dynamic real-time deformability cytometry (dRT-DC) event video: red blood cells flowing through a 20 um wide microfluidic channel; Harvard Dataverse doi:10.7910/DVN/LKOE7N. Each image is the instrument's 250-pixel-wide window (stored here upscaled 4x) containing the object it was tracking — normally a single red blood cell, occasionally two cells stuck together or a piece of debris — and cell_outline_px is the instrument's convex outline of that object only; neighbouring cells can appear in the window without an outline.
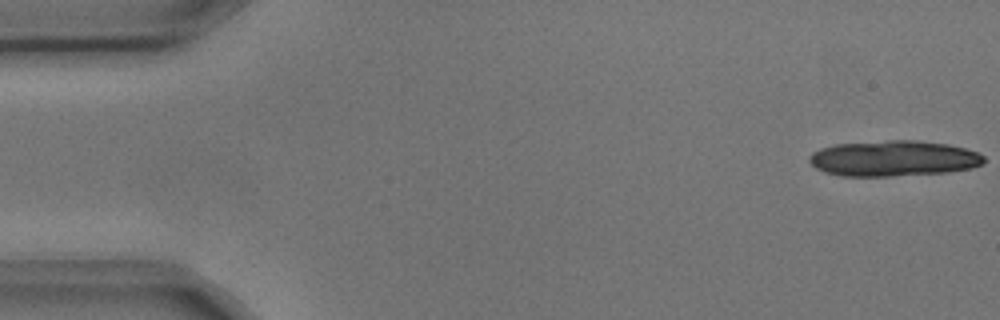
{"species": "common noctule bat (a hibernating species)", "species_latin": "Nyctalus noctula", "temperature_condition": "cold", "stored_images_in_passage": 4, "camera_frame_rate_fps": 3000, "um_per_image_px": 0.085, "animal": {"sex": "male", "body_mass_g": 17.9, "forearm_length_mm": 54.2}, "frame": {"image": 1, "passage_image": 1, "time_ms": 0.0, "image_size_px": [1000, 320], "cell_outline_px": [[984, 164], [972, 168], [948, 172], [892, 176], [840, 176], [824, 172], [816, 168], [808, 160], [808, 156], [812, 152], [820, 148], [836, 144], [888, 140], [916, 140], [948, 144], [964, 148], [976, 152], [984, 156]], "centroid_in_image_um": [75.93, 13.47], "position_along_channel_um": 9.1, "area_um2": 36.53}}